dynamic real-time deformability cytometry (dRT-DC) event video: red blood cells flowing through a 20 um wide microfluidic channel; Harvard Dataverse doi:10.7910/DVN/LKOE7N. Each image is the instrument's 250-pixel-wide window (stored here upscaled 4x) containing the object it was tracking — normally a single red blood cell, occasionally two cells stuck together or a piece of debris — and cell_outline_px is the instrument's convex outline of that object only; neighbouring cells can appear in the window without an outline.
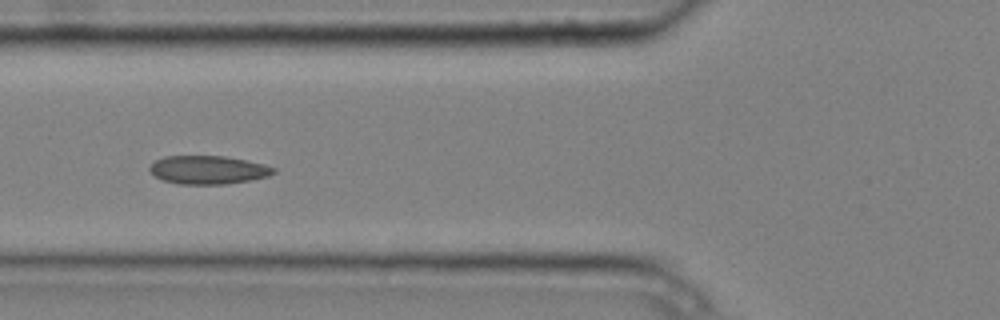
{"species": "common noctule bat (a hibernating species)", "species_latin": "Nyctalus noctula", "temperature_condition": "cold", "stored_images_in_passage": 10, "camera_frame_rate_fps": 3000, "um_per_image_px": 0.085, "animal": {"sex": "male", "body_mass_g": 20.4}, "frame": {"image": 1, "passage_image": 6, "time_ms": 1.667, "image_size_px": [1000, 320], "cell_outline_px": [[276, 172], [268, 176], [252, 180], [224, 184], [180, 184], [164, 180], [156, 176], [148, 168], [156, 160], [164, 156], [224, 156], [264, 164], [276, 168]], "centroid_in_image_um": [17.72, 14.44], "position_along_channel_um": 108.1, "area_um2": 20.35}}
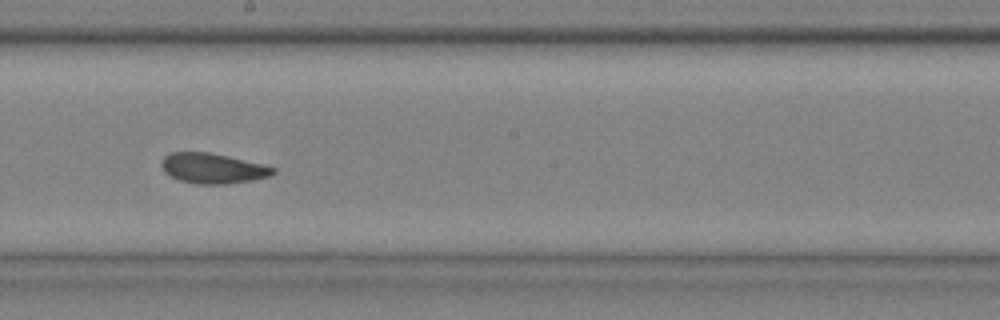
{"frame": {"image": 2, "passage_image": 9, "time_ms": 2.667, "image_size_px": [1000, 320], "cell_outline_px": [[276, 172], [268, 176], [252, 180], [224, 184], [200, 184], [180, 180], [164, 172], [160, 164], [164, 156], [172, 152], [208, 152], [228, 156], [276, 168]], "centroid_in_image_um": [18.05, 14.3], "position_along_channel_um": 230.1, "area_um2": 19.36}}
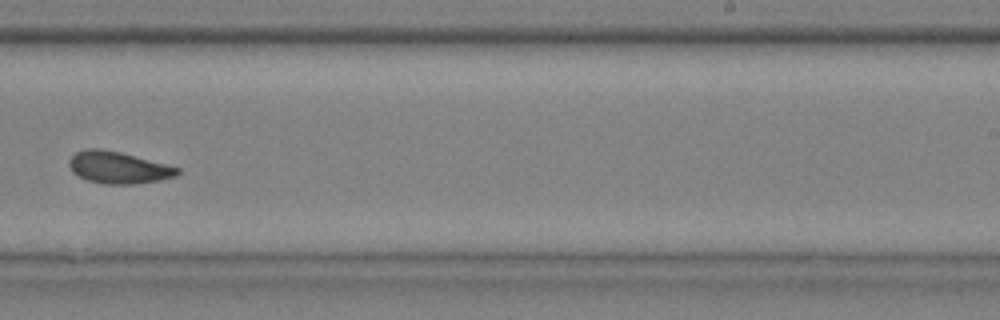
{"frame": {"image": 3, "passage_image": 10, "time_ms": 3.0, "image_size_px": [1000, 320], "cell_outline_px": [[180, 172], [176, 176], [156, 180], [132, 184], [104, 184], [88, 180], [72, 172], [68, 164], [68, 160], [76, 152], [88, 148], [100, 148], [120, 152], [180, 168]], "centroid_in_image_um": [10.02, 14.23], "position_along_channel_um": 279.0, "area_um2": 19.88}}